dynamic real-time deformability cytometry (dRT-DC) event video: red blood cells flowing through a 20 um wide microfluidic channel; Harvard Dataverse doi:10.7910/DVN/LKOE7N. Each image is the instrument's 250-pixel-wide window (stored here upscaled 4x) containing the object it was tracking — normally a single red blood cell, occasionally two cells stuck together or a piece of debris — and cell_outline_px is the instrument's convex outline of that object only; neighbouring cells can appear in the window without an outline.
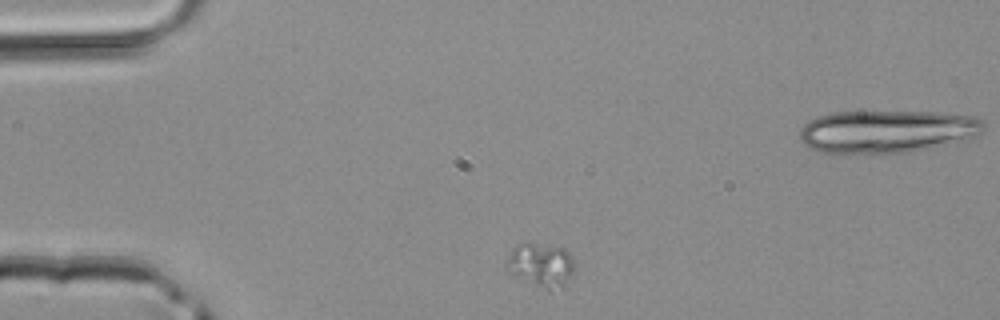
{"species": "common noctule bat (a hibernating species)", "species_latin": "Nyctalus noctula", "temperature_condition": "room temperature", "stored_images_in_passage": 3, "camera_frame_rate_fps": 3000, "um_per_image_px": 0.085, "animal": {"sex": "male", "body_mass_g": 20.4}, "frame": {"image": 1, "passage_image": 1, "time_ms": 0.0, "image_size_px": [1000, 320], "cell_outline_px": [[572, 272], [564, 288], [548, 292], [504, 268], [504, 264], [512, 248], [520, 244], [532, 244], [564, 248], [572, 256]], "centroid_in_image_um": [45.98, 22.56], "position_along_channel_um": 39.0, "area_um2": 17.11}}
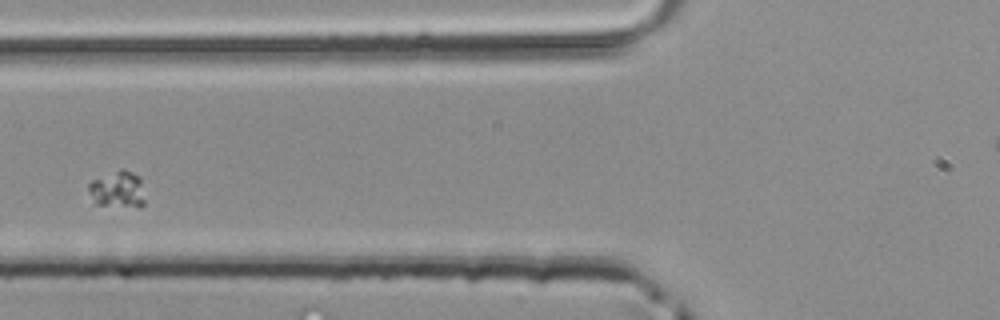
{"frame": {"image": 2, "passage_image": 3, "time_ms": 0.667, "image_size_px": [1000, 320], "cell_outline_px": [[144, 204], [140, 208], [96, 204], [88, 188], [88, 184], [92, 180], [120, 168], [124, 168], [140, 176], [144, 200]], "centroid_in_image_um": [10.03, 16.09], "position_along_channel_um": 115.8, "area_um2": 12.14}}